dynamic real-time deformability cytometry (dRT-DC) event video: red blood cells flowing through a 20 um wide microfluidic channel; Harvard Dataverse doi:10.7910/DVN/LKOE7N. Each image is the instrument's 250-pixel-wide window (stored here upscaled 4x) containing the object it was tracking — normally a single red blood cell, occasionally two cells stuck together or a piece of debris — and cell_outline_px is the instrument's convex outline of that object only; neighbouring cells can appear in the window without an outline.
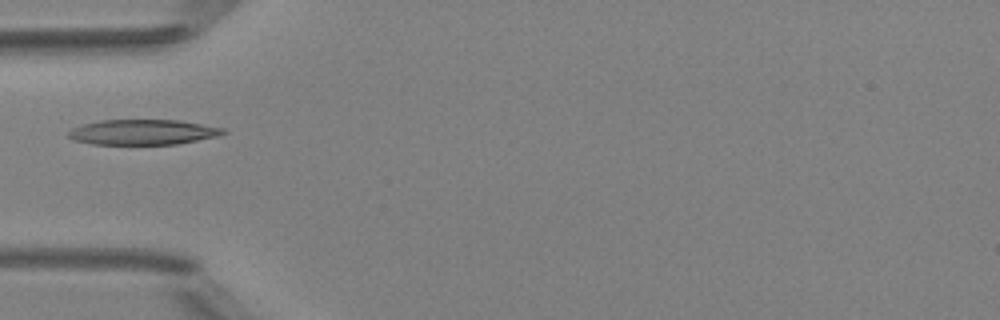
{"species": "Egyptian fruit bat (a non-hibernating species)", "species_latin": "Rousettus aegyptiacus", "temperature_condition": "room temperature", "stored_images_in_passage": 2, "camera_frame_rate_fps": 3000, "um_per_image_px": 0.085, "animal": {"sex": "female"}, "frame": {"image": 1, "passage_image": 1, "time_ms": 0.0, "image_size_px": [1000, 320], "cell_outline_px": [[228, 132], [216, 136], [176, 144], [92, 144], [72, 140], [68, 136], [68, 132], [72, 128], [84, 124], [100, 120], [180, 120], [224, 128]], "centroid_in_image_um": [12.12, 11.23], "position_along_channel_um": 72.9, "area_um2": 22.66}}
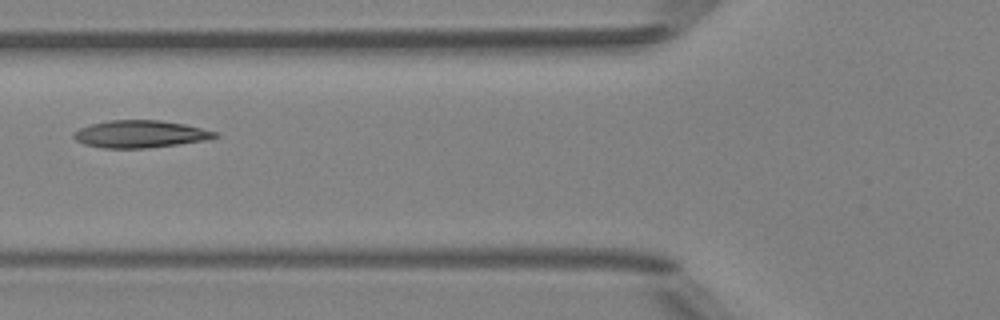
{"frame": {"image": 2, "passage_image": 2, "time_ms": 1.0, "image_size_px": [1000, 320], "cell_outline_px": [[220, 136], [204, 140], [148, 148], [104, 148], [84, 144], [76, 140], [72, 136], [72, 132], [80, 128], [92, 124], [108, 120], [160, 120], [184, 124], [220, 132]], "centroid_in_image_um": [11.92, 11.39], "position_along_channel_um": 113.9, "area_um2": 22.48}}